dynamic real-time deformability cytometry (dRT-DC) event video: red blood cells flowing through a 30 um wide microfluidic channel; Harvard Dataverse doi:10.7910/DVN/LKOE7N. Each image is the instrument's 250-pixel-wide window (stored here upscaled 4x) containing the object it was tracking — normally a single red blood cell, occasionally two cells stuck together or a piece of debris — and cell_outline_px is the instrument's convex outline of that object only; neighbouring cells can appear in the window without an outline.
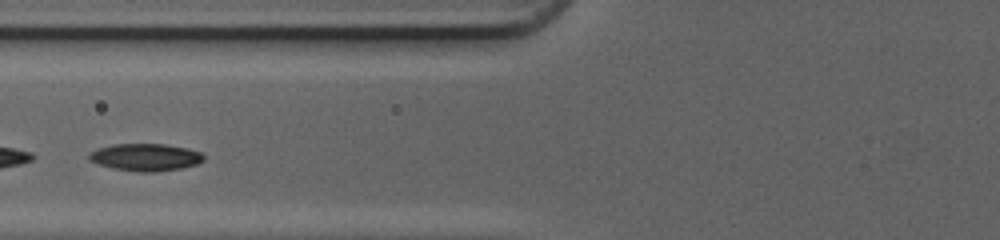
{"species": "common noctule bat (a hibernating species)", "species_latin": "Nyctalus noctula", "temperature_condition": "cold", "stored_images_in_passage": 34, "segment_of_instrument_passage": [2, 2], "camera_frame_rate_fps": 3000, "um_per_image_px": 0.085, "animal": {"sex": "female", "body_mass_g": 20.0, "forearm_length_mm": 54.0}, "frame": {"image": 1, "passage_image": 10, "time_ms": 3.0, "image_size_px": [1000, 240], "cell_outline_px": [[204, 160], [196, 164], [180, 168], [156, 172], [140, 172], [112, 168], [96, 164], [88, 160], [88, 152], [112, 144], [164, 144], [188, 148], [200, 152], [204, 156]], "centroid_in_image_um": [12.33, 13.36], "position_along_channel_um": 113.5, "area_um2": 18.32}}
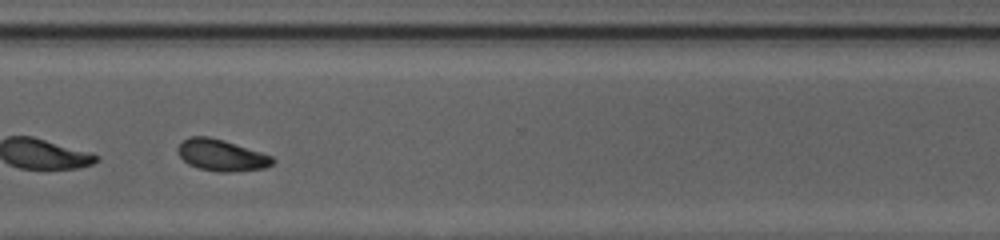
{"frame": {"image": 2, "passage_image": 27, "time_ms": 8.667, "image_size_px": [1000, 240], "cell_outline_px": [[276, 160], [272, 164], [264, 168], [228, 172], [216, 172], [200, 168], [188, 164], [176, 152], [176, 148], [188, 136], [208, 136], [224, 140], [272, 156]], "centroid_in_image_um": [18.8, 13.19], "position_along_channel_um": 351.8, "area_um2": 17.34}}